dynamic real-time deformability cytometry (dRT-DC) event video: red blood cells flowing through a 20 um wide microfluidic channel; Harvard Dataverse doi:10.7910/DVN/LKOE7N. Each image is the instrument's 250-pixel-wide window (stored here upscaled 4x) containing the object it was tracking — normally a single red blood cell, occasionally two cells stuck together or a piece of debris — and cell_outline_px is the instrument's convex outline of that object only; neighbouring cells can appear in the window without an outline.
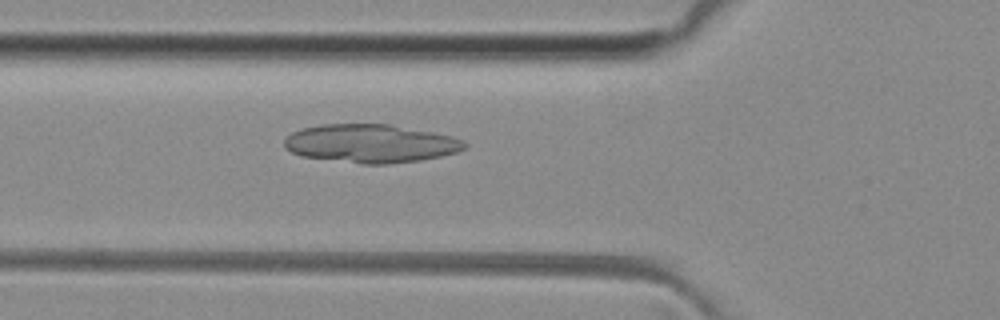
{"species": "common noctule bat (a hibernating species)", "species_latin": "Nyctalus noctula", "temperature_condition": "room temperature", "stored_images_in_passage": 35, "camera_frame_rate_fps": 3000, "um_per_image_px": 0.085, "animal": {"sex": "female", "body_mass_g": 29.2, "forearm_length_mm": 56.3}, "frame": {"image": 1, "passage_image": 9, "time_ms": 2.667, "image_size_px": [1000, 320], "cell_outline_px": [[468, 144], [464, 148], [456, 152], [440, 156], [420, 160], [388, 164], [364, 164], [300, 156], [284, 148], [284, 140], [292, 132], [304, 128], [324, 124], [388, 124], [432, 132], [452, 136], [464, 140]], "centroid_in_image_um": [31.5, 12.2], "position_along_channel_um": 94.3, "area_um2": 40.17}}
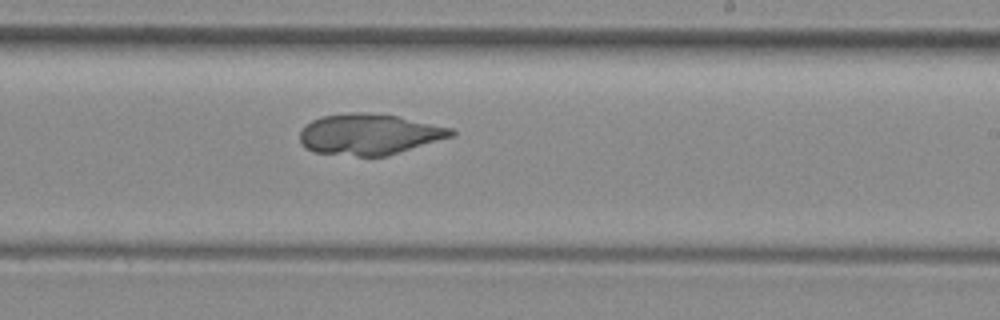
{"frame": {"image": 2, "passage_image": 21, "time_ms": 6.667, "image_size_px": [1000, 320], "cell_outline_px": [[456, 136], [388, 156], [356, 156], [316, 152], [304, 148], [300, 140], [300, 132], [312, 120], [320, 116], [352, 112], [368, 112], [396, 116], [452, 128], [456, 132]], "centroid_in_image_um": [31.42, 11.42], "position_along_channel_um": 257.6, "area_um2": 36.24}}
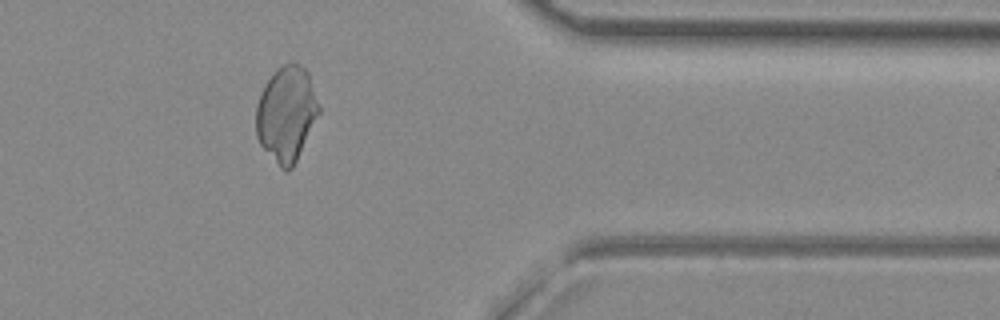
{"frame": {"image": 3, "passage_image": 32, "time_ms": 10.333, "image_size_px": [1000, 320], "cell_outline_px": [[320, 112], [292, 168], [288, 172], [284, 172], [280, 168], [260, 144], [256, 136], [256, 104], [264, 84], [276, 68], [284, 64], [296, 64], [304, 68], [308, 72], [320, 108]], "centroid_in_image_um": [24.32, 9.69], "position_along_channel_um": 387.1, "area_um2": 34.68}}